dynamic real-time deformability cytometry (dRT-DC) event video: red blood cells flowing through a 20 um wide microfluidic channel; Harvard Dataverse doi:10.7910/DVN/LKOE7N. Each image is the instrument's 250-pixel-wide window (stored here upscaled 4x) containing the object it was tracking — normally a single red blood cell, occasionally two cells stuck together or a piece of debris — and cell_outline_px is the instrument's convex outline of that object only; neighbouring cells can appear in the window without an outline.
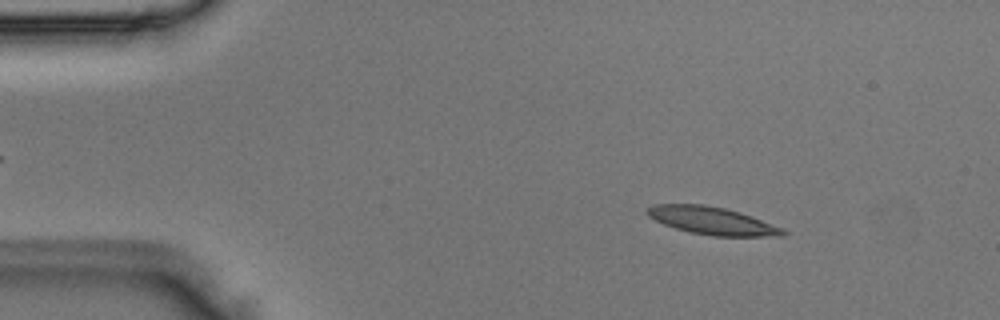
{"species": "Egyptian fruit bat (a non-hibernating species)", "species_latin": "Rousettus aegyptiacus", "temperature_condition": "room temperature", "stored_images_in_passage": 3, "camera_frame_rate_fps": 3000, "um_per_image_px": 0.085, "animal": {"sex": "male"}, "frame": {"image": 1, "passage_image": 1, "time_ms": 0.0, "image_size_px": [1000, 320], "cell_outline_px": [[788, 232], [784, 236], [712, 236], [688, 232], [664, 224], [648, 216], [644, 212], [652, 204], [704, 204], [724, 208], [740, 212], [752, 216], [784, 228]], "centroid_in_image_um": [60.55, 18.76], "position_along_channel_um": 24.5, "area_um2": 22.02}}
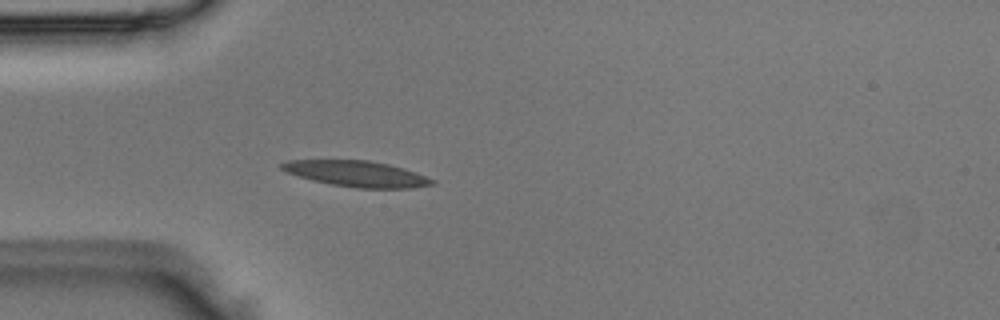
{"frame": {"image": 2, "passage_image": 3, "time_ms": 0.667, "image_size_px": [1000, 320], "cell_outline_px": [[436, 184], [412, 188], [356, 188], [332, 184], [312, 180], [284, 172], [280, 168], [280, 164], [288, 160], [368, 160], [388, 164], [416, 172], [436, 180]], "centroid_in_image_um": [30.32, 14.77], "position_along_channel_um": 54.7, "area_um2": 22.72}}